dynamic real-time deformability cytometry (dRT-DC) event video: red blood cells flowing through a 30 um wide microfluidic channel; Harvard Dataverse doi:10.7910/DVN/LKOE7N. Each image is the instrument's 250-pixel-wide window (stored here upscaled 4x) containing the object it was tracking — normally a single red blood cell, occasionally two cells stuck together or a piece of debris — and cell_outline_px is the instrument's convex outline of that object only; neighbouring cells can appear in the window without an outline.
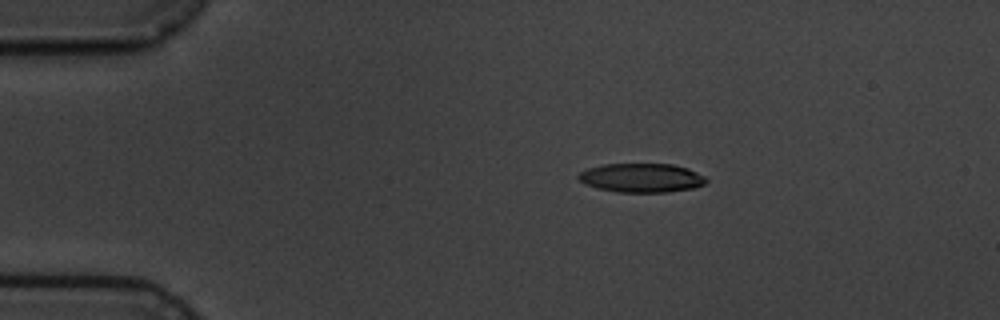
{"species": "common noctule bat (a hibernating species)", "species_latin": "Nyctalus noctula", "temperature_condition": "cold", "stored_images_in_passage": 5, "camera_frame_rate_fps": 3000, "um_per_image_px": 0.085, "animal": {"sex": "male", "body_mass_g": 19.5, "forearm_length_mm": 54.6}, "frame": {"image": 1, "passage_image": 2, "time_ms": 2.0, "image_size_px": [1000, 320], "cell_outline_px": [[708, 180], [704, 184], [692, 188], [668, 192], [616, 192], [596, 188], [584, 184], [576, 176], [580, 172], [588, 168], [604, 164], [672, 164], [688, 168], [704, 176]], "centroid_in_image_um": [54.5, 15.12], "position_along_channel_um": 30.5, "area_um2": 21.62}}
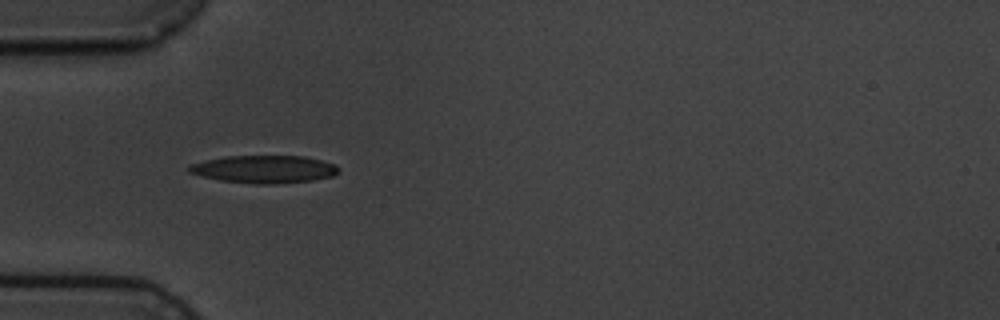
{"frame": {"image": 2, "passage_image": 4, "time_ms": 4.333, "image_size_px": [1000, 320], "cell_outline_px": [[340, 172], [332, 176], [312, 180], [276, 184], [256, 184], [220, 180], [188, 172], [188, 164], [224, 156], [304, 156], [336, 164], [340, 168]], "centroid_in_image_um": [22.47, 14.38], "position_along_channel_um": 62.5, "area_um2": 24.16}}
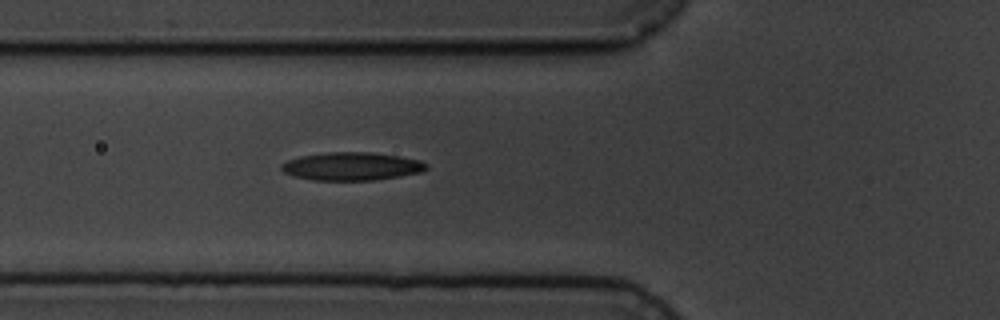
{"frame": {"image": 3, "passage_image": 5, "time_ms": 5.333, "image_size_px": [1000, 320], "cell_outline_px": [[428, 168], [424, 172], [376, 180], [312, 180], [292, 176], [284, 172], [280, 168], [280, 164], [288, 160], [300, 156], [328, 152], [372, 152], [400, 156], [420, 160], [428, 164]], "centroid_in_image_um": [29.91, 14.14], "position_along_channel_um": 95.9, "area_um2": 23.99}}